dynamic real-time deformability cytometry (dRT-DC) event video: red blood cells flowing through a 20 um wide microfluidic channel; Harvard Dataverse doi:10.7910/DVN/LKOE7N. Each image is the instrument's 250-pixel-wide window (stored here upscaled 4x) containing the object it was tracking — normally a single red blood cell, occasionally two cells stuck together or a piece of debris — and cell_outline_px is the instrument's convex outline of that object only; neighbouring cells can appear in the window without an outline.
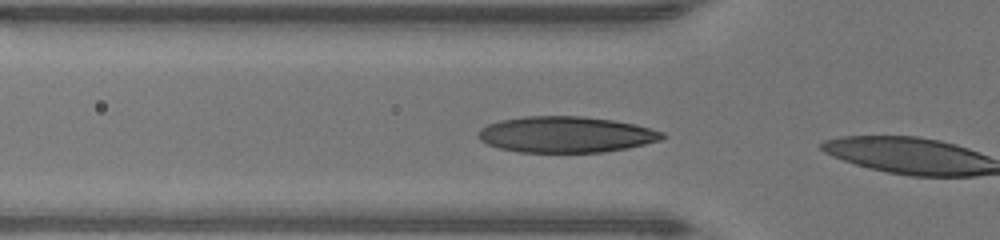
{"species": "human", "species_latin": "Homo sapiens", "temperature_condition": "warm", "stored_images_in_passage": 3, "camera_frame_rate_fps": 3000, "um_per_image_px": 0.085, "donor": {"sex": "male"}, "frame": {"image": 1, "passage_image": 2, "time_ms": 0.333, "image_size_px": [1000, 240], "cell_outline_px": [[668, 136], [660, 140], [628, 148], [604, 152], [520, 152], [500, 148], [488, 144], [480, 140], [476, 136], [480, 128], [488, 124], [500, 120], [524, 116], [584, 116], [612, 120], [636, 124], [664, 132]], "centroid_in_image_um": [48.11, 11.43], "position_along_channel_um": 77.7, "area_um2": 38.84}}